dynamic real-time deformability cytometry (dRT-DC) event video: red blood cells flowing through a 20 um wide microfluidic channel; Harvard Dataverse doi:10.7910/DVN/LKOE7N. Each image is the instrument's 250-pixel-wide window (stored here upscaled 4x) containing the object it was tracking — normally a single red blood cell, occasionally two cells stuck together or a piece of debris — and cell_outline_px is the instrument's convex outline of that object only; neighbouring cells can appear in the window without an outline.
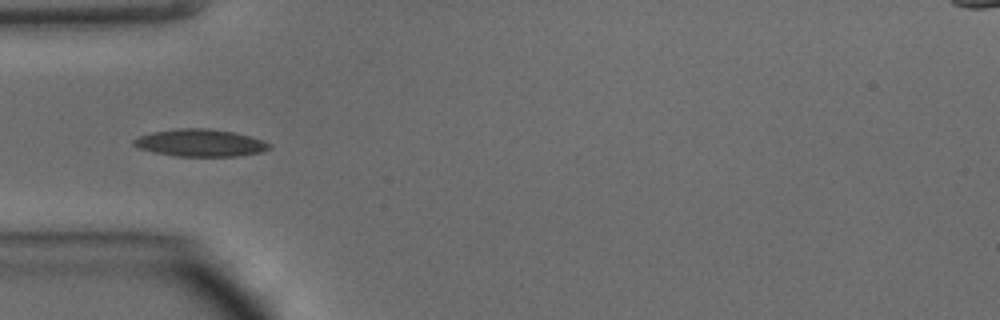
{"species": "common noctule bat (a hibernating species)", "species_latin": "Nyctalus noctula", "temperature_condition": "warm", "stored_images_in_passage": 34, "camera_frame_rate_fps": 3000, "um_per_image_px": 0.085, "animal": {"sex": "male", "body_mass_g": 15.6}, "frame": {"image": 1, "passage_image": 1, "time_ms": 0.0, "image_size_px": [1000, 320], "cell_outline_px": [[272, 148], [260, 152], [236, 156], [176, 156], [152, 152], [136, 148], [132, 144], [132, 140], [140, 136], [152, 132], [176, 128], [208, 128], [236, 132], [264, 140], [272, 144]], "centroid_in_image_um": [17.02, 12.14], "position_along_channel_um": 68.0, "area_um2": 21.85}}
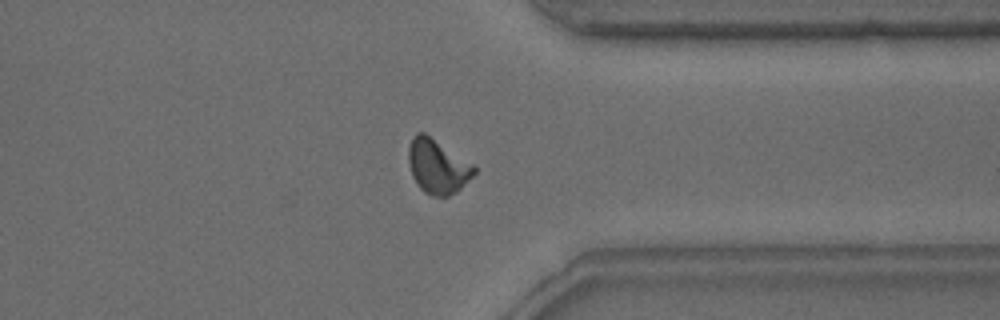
{"frame": {"image": 2, "passage_image": 23, "time_ms": 7.333, "image_size_px": [1000, 320], "cell_outline_px": [[476, 172], [456, 192], [448, 196], [432, 196], [424, 192], [416, 184], [412, 176], [408, 160], [408, 148], [412, 136], [416, 132], [424, 132], [472, 164], [476, 168]], "centroid_in_image_um": [37.15, 14.14], "position_along_channel_um": 374.2, "area_um2": 20.58}}
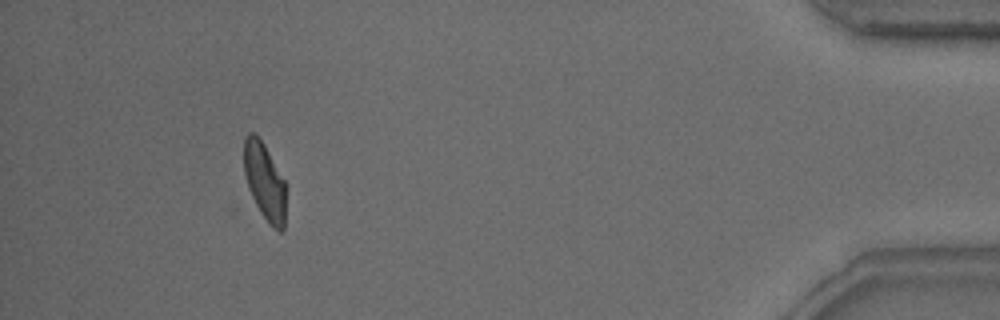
{"frame": {"image": 3, "passage_image": 30, "time_ms": 9.667, "image_size_px": [1000, 320], "cell_outline_px": [[288, 184], [284, 228], [280, 232], [272, 228], [260, 212], [248, 188], [244, 172], [244, 136], [248, 132], [252, 132], [264, 144]], "centroid_in_image_um": [22.54, 15.46], "position_along_channel_um": 412.7, "area_um2": 19.42}, "authors_computed_cell_mechanics": {"area_um2": 19.5942, "velocity_mm_per_s": 4.2267, "shape_relaxation_time_tau1_ms": 3.4142, "shape_relaxation_time_tau2_ms": 1.0774, "deformation_change_tau1": 0.1548, "deformation_change_tau2": 0.0676}}